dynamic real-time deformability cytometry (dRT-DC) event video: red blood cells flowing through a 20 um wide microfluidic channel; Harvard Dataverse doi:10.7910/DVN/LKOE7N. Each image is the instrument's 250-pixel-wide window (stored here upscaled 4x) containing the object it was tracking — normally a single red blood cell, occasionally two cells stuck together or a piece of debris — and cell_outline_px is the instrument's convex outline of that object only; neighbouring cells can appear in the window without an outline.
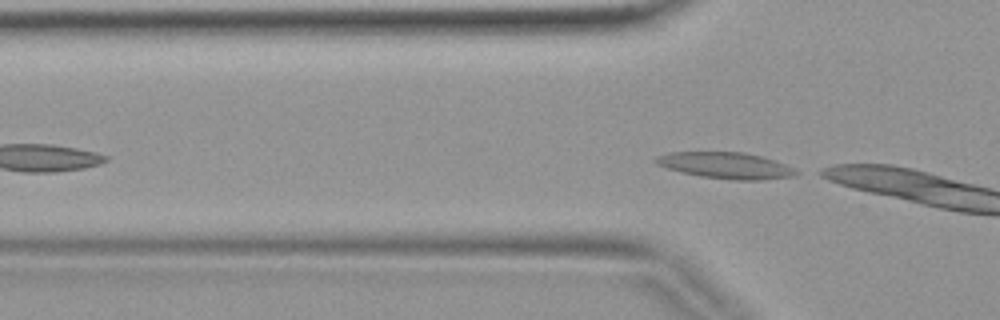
{"species": "common noctule bat (a hibernating species)", "species_latin": "Nyctalus noctula", "temperature_condition": "warm", "stored_images_in_passage": 2, "camera_frame_rate_fps": 3000, "um_per_image_px": 0.085, "animal": {"sex": "female", "body_mass_g": 19.9}, "frame": {"image": 1, "passage_image": 2, "time_ms": 0.333, "image_size_px": [1000, 320], "cell_outline_px": [[800, 172], [796, 176], [764, 180], [732, 180], [700, 176], [680, 172], [656, 164], [652, 160], [656, 156], [668, 152], [744, 152], [760, 156], [784, 164]], "centroid_in_image_um": [61.66, 14.07], "position_along_channel_um": 64.1, "area_um2": 21.56}}